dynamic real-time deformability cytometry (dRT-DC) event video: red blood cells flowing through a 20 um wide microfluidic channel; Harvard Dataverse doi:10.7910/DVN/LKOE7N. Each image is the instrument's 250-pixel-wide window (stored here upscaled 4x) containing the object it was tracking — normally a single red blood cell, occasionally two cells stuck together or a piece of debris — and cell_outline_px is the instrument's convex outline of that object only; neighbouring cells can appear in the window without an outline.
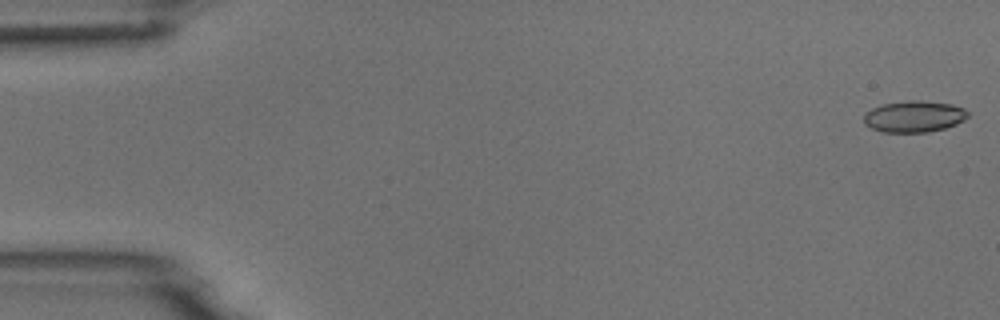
{"species": "common noctule bat (a hibernating species)", "species_latin": "Nyctalus noctula", "temperature_condition": "room temperature", "stored_images_in_passage": 4, "camera_frame_rate_fps": 3000, "um_per_image_px": 0.085, "animal": {"sex": "male", "body_mass_g": 18.8}, "frame": {"image": 1, "passage_image": 1, "time_ms": 0.0, "image_size_px": [1000, 320], "cell_outline_px": [[968, 116], [964, 120], [956, 124], [944, 128], [928, 132], [880, 132], [864, 124], [864, 112], [872, 108], [884, 104], [908, 100], [920, 100], [952, 104], [964, 108], [968, 112]], "centroid_in_image_um": [77.68, 9.9], "position_along_channel_um": 7.3, "area_um2": 19.13}}
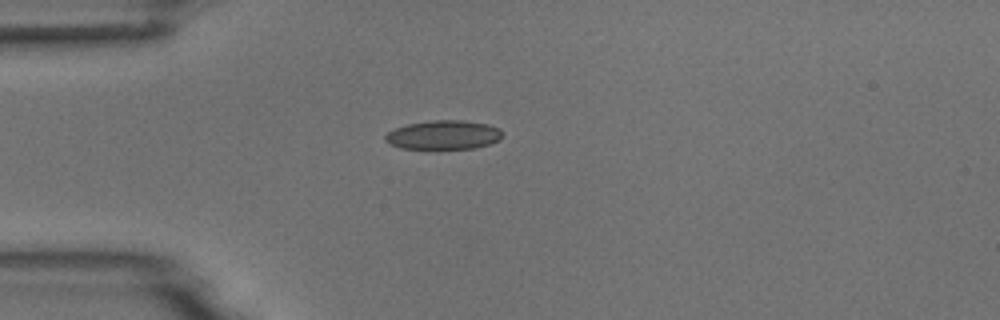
{"frame": {"image": 2, "passage_image": 4, "time_ms": 4.333, "image_size_px": [1000, 320], "cell_outline_px": [[504, 136], [500, 140], [476, 148], [436, 152], [400, 148], [388, 144], [384, 140], [384, 136], [388, 132], [396, 128], [408, 124], [432, 120], [464, 120], [488, 124], [500, 128]], "centroid_in_image_um": [37.69, 11.52], "position_along_channel_um": 47.3, "area_um2": 20.98}}